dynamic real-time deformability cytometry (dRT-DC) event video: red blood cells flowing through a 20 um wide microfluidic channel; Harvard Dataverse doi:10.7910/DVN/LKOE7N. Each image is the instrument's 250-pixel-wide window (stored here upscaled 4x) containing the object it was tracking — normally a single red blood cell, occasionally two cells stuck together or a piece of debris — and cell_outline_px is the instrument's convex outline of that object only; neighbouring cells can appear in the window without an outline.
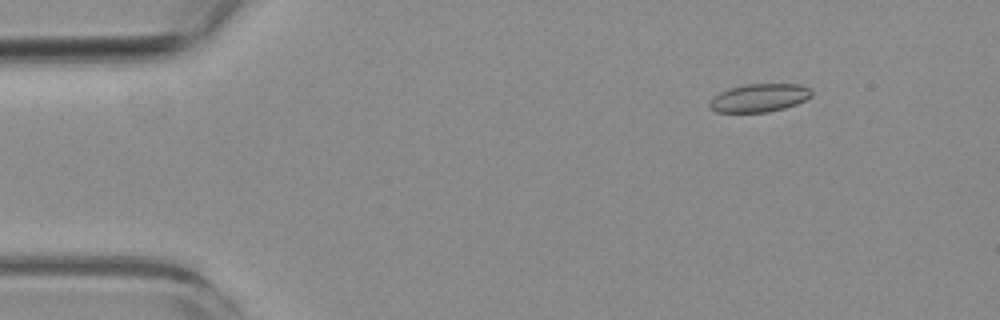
{"species": "common noctule bat (a hibernating species)", "species_latin": "Nyctalus noctula", "temperature_condition": "room temperature", "stored_images_in_passage": 6, "camera_frame_rate_fps": 3000, "um_per_image_px": 0.085, "animal": {"sex": "female", "body_mass_g": 19.3, "forearm_length_mm": 54.1}, "frame": {"image": 1, "passage_image": 2, "time_ms": 1.333, "image_size_px": [1000, 320], "cell_outline_px": [[812, 96], [796, 104], [784, 108], [768, 112], [716, 112], [708, 104], [720, 92], [728, 88], [744, 84], [800, 84], [812, 88]], "centroid_in_image_um": [64.58, 8.3], "position_along_channel_um": 20.4, "area_um2": 16.7}}
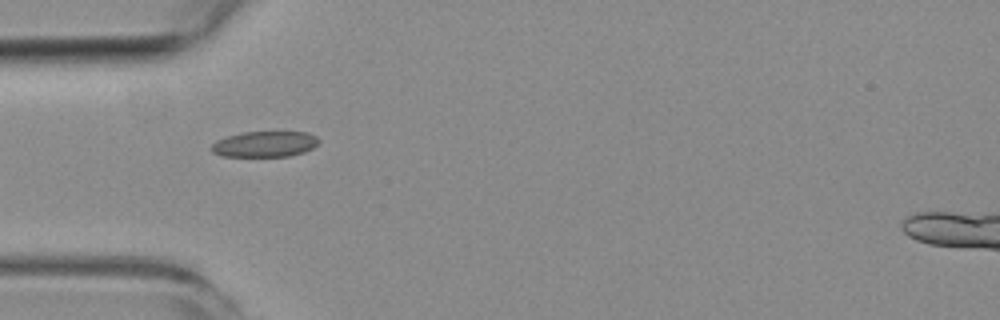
{"frame": {"image": 2, "passage_image": 5, "time_ms": 4.667, "image_size_px": [1000, 320], "cell_outline_px": [[320, 140], [312, 148], [304, 152], [288, 156], [220, 156], [212, 152], [212, 144], [216, 140], [228, 136], [244, 132], [308, 132], [316, 136]], "centroid_in_image_um": [22.5, 12.25], "position_along_channel_um": 62.5, "area_um2": 16.01}}
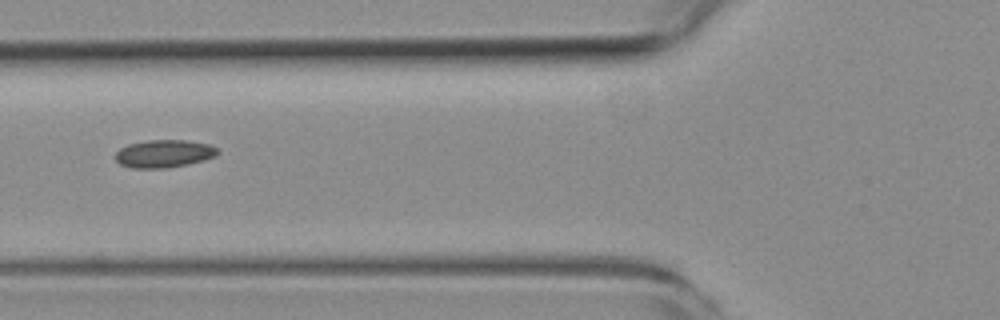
{"frame": {"image": 3, "passage_image": 6, "time_ms": 6.0, "image_size_px": [1000, 320], "cell_outline_px": [[220, 152], [216, 156], [204, 160], [188, 164], [168, 168], [132, 168], [120, 164], [116, 160], [116, 152], [120, 148], [128, 144], [148, 140], [188, 140], [208, 144], [216, 148]], "centroid_in_image_um": [13.95, 13.06], "position_along_channel_um": 111.9, "area_um2": 16.59}}